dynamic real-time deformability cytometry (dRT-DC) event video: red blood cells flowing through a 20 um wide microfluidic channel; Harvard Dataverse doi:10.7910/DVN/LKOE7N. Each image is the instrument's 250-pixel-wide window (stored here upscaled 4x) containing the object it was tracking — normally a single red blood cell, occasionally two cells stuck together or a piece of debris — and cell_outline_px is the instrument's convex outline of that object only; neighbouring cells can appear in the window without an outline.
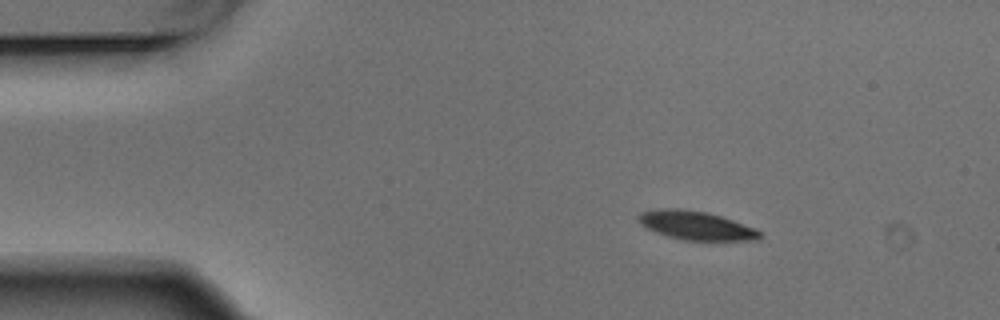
{"species": "Egyptian fruit bat (a non-hibernating species)", "species_latin": "Rousettus aegyptiacus", "temperature_condition": "warm", "stored_images_in_passage": 5, "camera_frame_rate_fps": 3000, "um_per_image_px": 0.085, "animal": {"sex": "male"}, "frame": {"image": 1, "passage_image": 2, "time_ms": 0.333, "image_size_px": [1000, 320], "cell_outline_px": [[764, 236], [760, 240], [684, 240], [668, 236], [656, 232], [640, 224], [636, 216], [640, 212], [660, 208], [680, 208], [704, 212], [720, 216], [756, 228]], "centroid_in_image_um": [59.16, 19.16], "position_along_channel_um": 25.8, "area_um2": 20.29}}
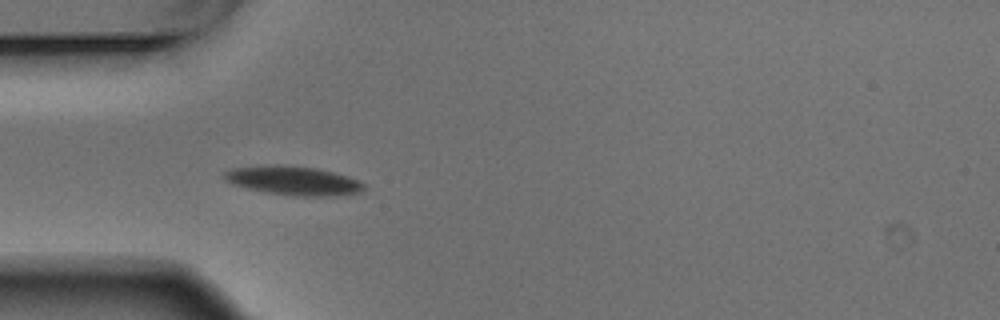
{"frame": {"image": 2, "passage_image": 4, "time_ms": 1.0, "image_size_px": [1000, 320], "cell_outline_px": [[364, 188], [360, 192], [328, 196], [296, 196], [264, 192], [232, 184], [224, 180], [224, 172], [232, 168], [276, 164], [316, 168], [332, 172], [356, 180], [364, 184]], "centroid_in_image_um": [24.87, 15.35], "position_along_channel_um": 60.1, "area_um2": 23.24}}
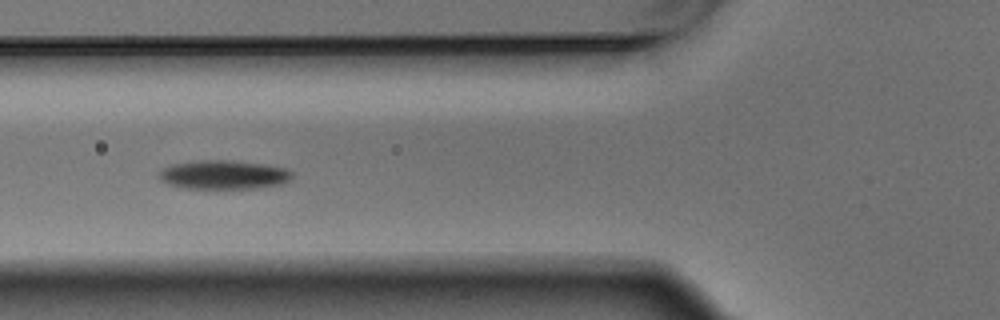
{"frame": {"image": 3, "passage_image": 5, "time_ms": 1.333, "image_size_px": [1000, 320], "cell_outline_px": [[292, 176], [284, 184], [256, 188], [184, 188], [168, 184], [160, 180], [160, 172], [164, 168], [172, 164], [196, 160], [232, 160], [268, 164], [288, 168], [292, 172]], "centroid_in_image_um": [19.06, 14.84], "position_along_channel_um": 106.7, "area_um2": 22.6}}